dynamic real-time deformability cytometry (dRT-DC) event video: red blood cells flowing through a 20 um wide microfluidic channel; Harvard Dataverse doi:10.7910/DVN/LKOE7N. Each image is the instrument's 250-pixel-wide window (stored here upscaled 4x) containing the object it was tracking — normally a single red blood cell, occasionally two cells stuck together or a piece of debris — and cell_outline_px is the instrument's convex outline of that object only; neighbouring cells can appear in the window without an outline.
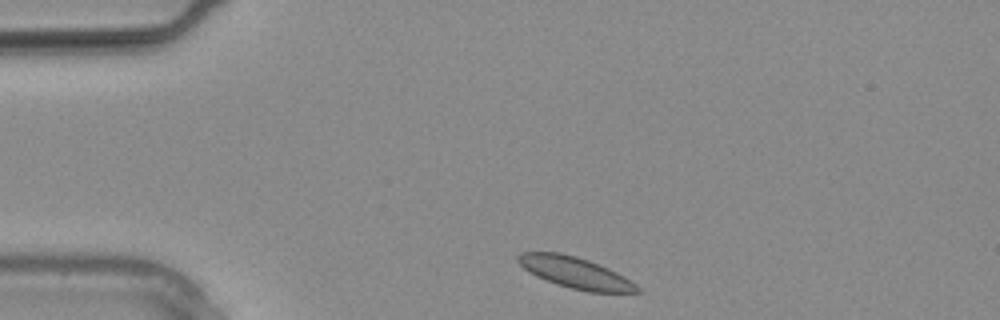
{"species": "common noctule bat (a hibernating species)", "species_latin": "Nyctalus noctula", "temperature_condition": "warm", "stored_images_in_passage": 9, "camera_frame_rate_fps": 3000, "um_per_image_px": 0.085, "animal": {"sex": "male", "body_mass_g": 20.4}, "frame": {"image": 1, "passage_image": 1, "time_ms": 0.0, "image_size_px": [1000, 320], "cell_outline_px": [[644, 292], [588, 292], [556, 284], [536, 276], [524, 268], [516, 260], [516, 256], [520, 252], [560, 252], [576, 256], [588, 260], [608, 268], [624, 276], [636, 284]], "centroid_in_image_um": [48.9, 23.17], "position_along_channel_um": 36.1, "area_um2": 21.62}}